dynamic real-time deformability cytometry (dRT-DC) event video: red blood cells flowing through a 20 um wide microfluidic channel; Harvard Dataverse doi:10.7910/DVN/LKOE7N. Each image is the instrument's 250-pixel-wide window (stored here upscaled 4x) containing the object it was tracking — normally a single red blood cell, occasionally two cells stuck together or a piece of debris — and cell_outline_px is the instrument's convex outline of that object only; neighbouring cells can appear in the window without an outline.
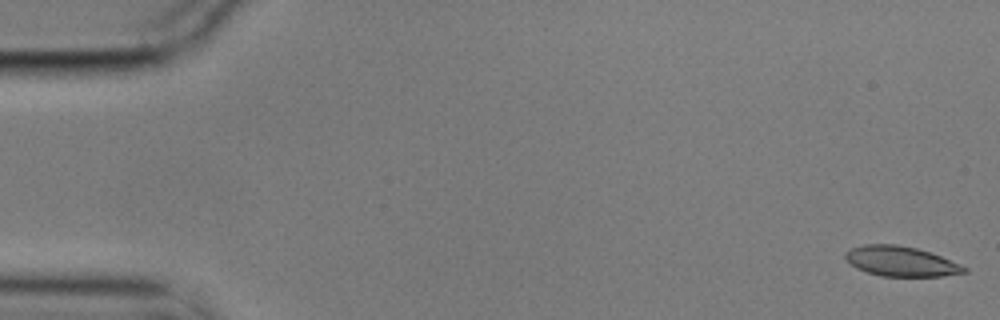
{"species": "common noctule bat (a hibernating species)", "species_latin": "Nyctalus noctula", "temperature_condition": "cold", "stored_images_in_passage": 56, "camera_frame_rate_fps": 3000, "um_per_image_px": 0.085, "animal": {"sex": "male", "body_mass_g": 17.9}, "frame": {"image": 1, "passage_image": 1, "time_ms": 0.0, "image_size_px": [1000, 320], "cell_outline_px": [[968, 272], [940, 276], [880, 276], [856, 268], [844, 256], [844, 252], [852, 248], [864, 244], [896, 244], [916, 248], [940, 256], [968, 268]], "centroid_in_image_um": [76.56, 22.21], "position_along_channel_um": 8.4, "area_um2": 20.52}}
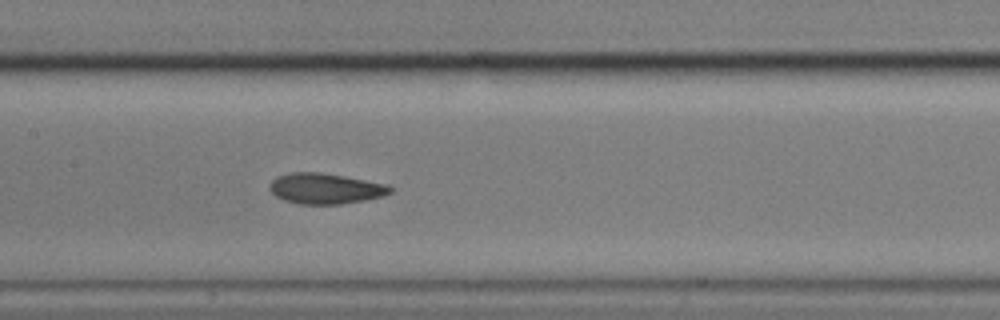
{"frame": {"image": 2, "passage_image": 27, "time_ms": 8.667, "image_size_px": [1000, 320], "cell_outline_px": [[392, 192], [384, 196], [364, 200], [340, 204], [300, 204], [284, 200], [276, 196], [268, 188], [268, 184], [276, 176], [288, 172], [320, 172], [344, 176], [388, 184], [392, 188]], "centroid_in_image_um": [27.63, 16.02], "position_along_channel_um": 179.8, "area_um2": 21.68}}
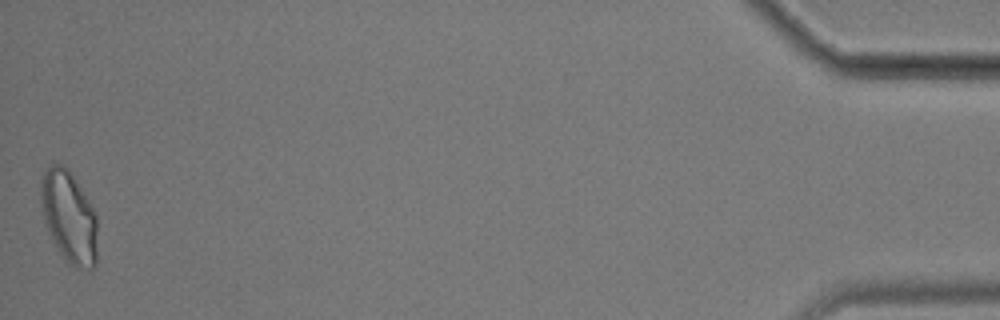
{"frame": {"image": 3, "passage_image": 56, "time_ms": 18.333, "image_size_px": [1000, 320], "cell_outline_px": [[96, 264], [92, 268], [76, 268], [64, 260], [44, 220], [40, 200], [40, 184], [44, 172], [48, 164], [64, 164], [68, 168], [96, 212]], "centroid_in_image_um": [5.86, 18.4], "position_along_channel_um": 429.3, "area_um2": 30.11}, "authors_computed_cell_mechanics": {"area_um2": 21.7328, "velocity_mm_per_s": 3.535, "shape_relaxation_time_tau1_ms": 7.1962, "shape_relaxation_time_tau2_ms": 2.3011, "deformation_change_tau1": 0.1528, "deformation_change_tau2": 0.0957}}